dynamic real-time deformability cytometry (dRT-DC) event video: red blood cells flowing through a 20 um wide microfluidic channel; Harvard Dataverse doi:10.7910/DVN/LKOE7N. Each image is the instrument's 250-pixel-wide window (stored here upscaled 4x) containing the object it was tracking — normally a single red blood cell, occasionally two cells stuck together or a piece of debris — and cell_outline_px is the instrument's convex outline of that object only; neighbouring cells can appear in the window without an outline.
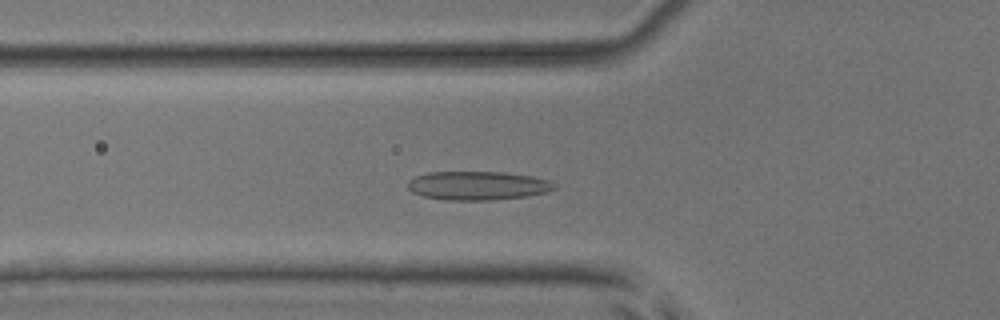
{"species": "common noctule bat (a hibernating species)", "species_latin": "Nyctalus noctula", "temperature_condition": "room temperature", "stored_images_in_passage": 50, "camera_frame_rate_fps": 3000, "um_per_image_px": 0.085, "animal": {"sex": "male", "body_mass_g": 17.9, "forearm_length_mm": 54.2}, "frame": {"image": 1, "passage_image": 16, "time_ms": 5.0, "image_size_px": [1000, 320], "cell_outline_px": [[556, 188], [548, 192], [528, 196], [492, 200], [448, 200], [424, 196], [412, 192], [408, 188], [408, 180], [416, 176], [428, 172], [504, 172], [532, 176], [548, 180], [556, 184]], "centroid_in_image_um": [40.63, 15.78], "position_along_channel_um": 85.2, "area_um2": 24.62}}
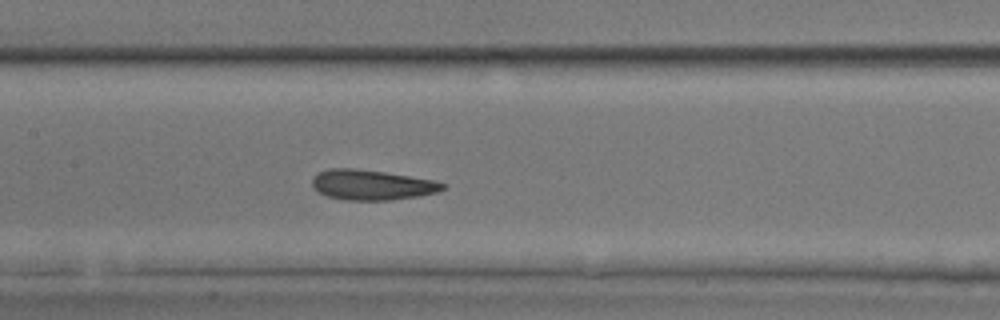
{"frame": {"image": 2, "passage_image": 23, "time_ms": 7.333, "image_size_px": [1000, 320], "cell_outline_px": [[448, 184], [444, 188], [436, 192], [420, 196], [392, 200], [344, 200], [328, 196], [312, 188], [312, 176], [328, 168], [356, 168], [384, 172], [436, 180]], "centroid_in_image_um": [31.61, 15.71], "position_along_channel_um": 175.8, "area_um2": 23.12}}
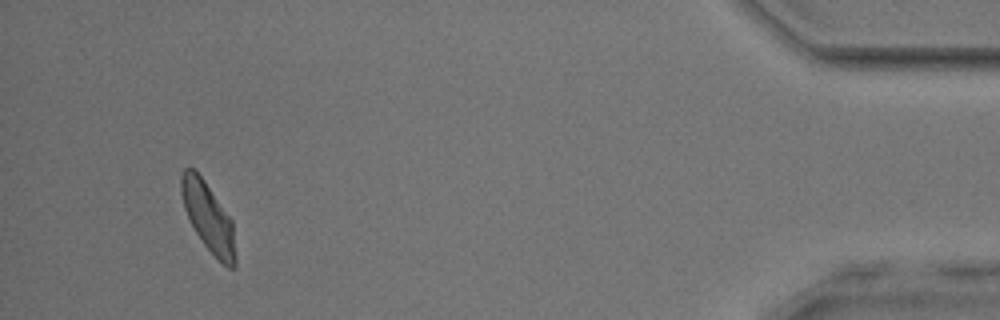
{"frame": {"image": 3, "passage_image": 47, "time_ms": 15.333, "image_size_px": [1000, 320], "cell_outline_px": [[236, 268], [228, 268], [204, 244], [196, 232], [184, 208], [180, 192], [180, 176], [184, 168], [192, 168], [204, 180], [232, 220], [236, 260]], "centroid_in_image_um": [17.69, 18.44], "position_along_channel_um": 417.5, "area_um2": 21.33}, "authors_computed_cell_mechanics": {"area_um2": 22.9177, "velocity_mm_per_s": 3.8851, "shape_relaxation_time_tau1_ms": 5.1972, "shape_relaxation_time_tau2_ms": 1.958, "deformation_change_tau1": 0.1268, "deformation_change_tau2": 0.0865}}